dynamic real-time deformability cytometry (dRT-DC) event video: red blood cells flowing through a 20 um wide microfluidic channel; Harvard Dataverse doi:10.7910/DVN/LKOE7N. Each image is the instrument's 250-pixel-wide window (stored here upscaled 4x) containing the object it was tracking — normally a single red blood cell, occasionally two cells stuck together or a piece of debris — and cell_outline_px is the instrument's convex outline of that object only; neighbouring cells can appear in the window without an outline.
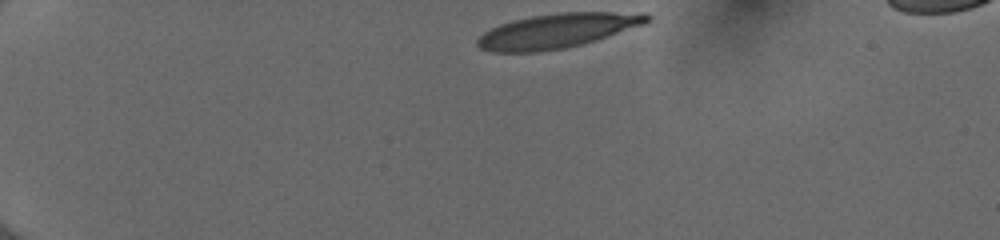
{"species": "human", "species_latin": "Homo sapiens", "temperature_condition": "cold", "stored_images_in_passage": 41, "camera_frame_rate_fps": 3000, "um_per_image_px": 0.085, "donor": {"sex": "female"}, "frame": {"image": 1, "passage_image": 1, "time_ms": 0.0, "image_size_px": [1000, 240], "cell_outline_px": [[652, 20], [644, 24], [580, 44], [564, 48], [536, 52], [492, 52], [480, 48], [476, 44], [476, 40], [484, 32], [500, 24], [512, 20], [532, 16], [556, 12], [644, 12], [652, 16]], "centroid_in_image_um": [47.36, 2.6], "position_along_channel_um": 37.6, "area_um2": 33.93}}
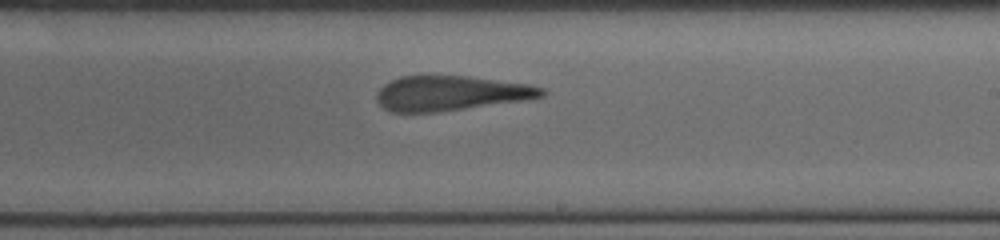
{"frame": {"image": 2, "passage_image": 23, "time_ms": 7.333, "image_size_px": [1000, 240], "cell_outline_px": [[548, 92], [544, 96], [520, 100], [436, 112], [392, 112], [384, 108], [376, 100], [376, 92], [384, 84], [400, 76], [468, 76], [528, 84], [544, 88]], "centroid_in_image_um": [38.28, 7.91], "position_along_channel_um": 250.7, "area_um2": 33.12}}
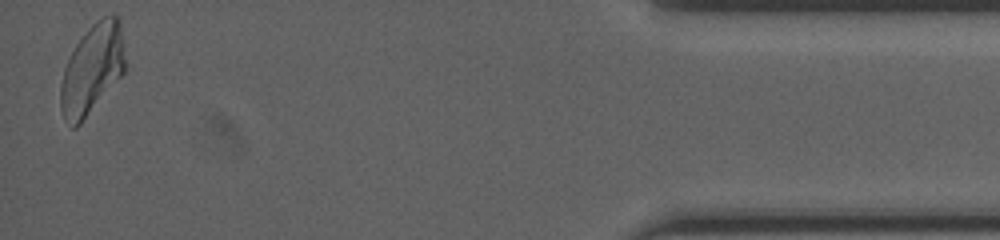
{"frame": {"image": 3, "passage_image": 41, "time_ms": 13.333, "image_size_px": [1000, 240], "cell_outline_px": [[124, 72], [80, 124], [76, 128], [72, 128], [64, 120], [60, 108], [60, 84], [64, 68], [68, 56], [76, 44], [88, 28], [96, 20], [104, 16], [116, 16], [120, 20], [124, 44]], "centroid_in_image_um": [7.8, 5.89], "position_along_channel_um": 427.4, "area_um2": 33.7}, "authors_computed_cell_mechanics": {"area_um2": 34.7956, "velocity_mm_per_s": 3.9957, "shape_relaxation_time_tau1_ms": null, "shape_relaxation_time_tau2_ms": 2.9803, "deformation_change_tau1": null, "deformation_change_tau2": 0.1491}}